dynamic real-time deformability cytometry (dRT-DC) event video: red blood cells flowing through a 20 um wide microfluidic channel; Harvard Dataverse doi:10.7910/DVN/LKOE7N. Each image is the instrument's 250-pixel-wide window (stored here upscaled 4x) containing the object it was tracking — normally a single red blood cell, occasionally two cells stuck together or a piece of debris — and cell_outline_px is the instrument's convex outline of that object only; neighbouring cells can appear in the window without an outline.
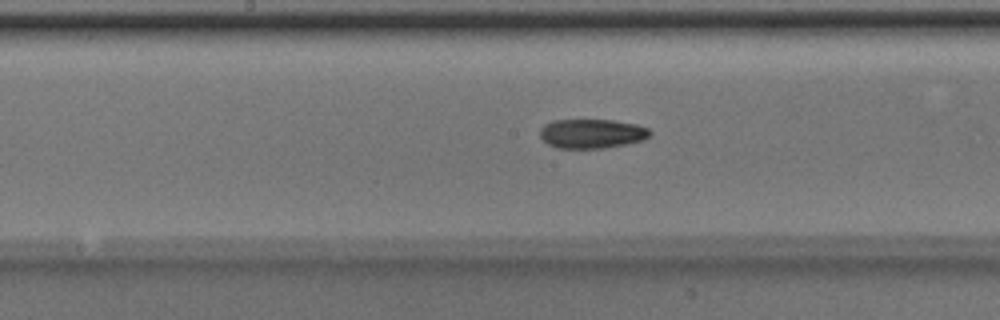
{"species": "Egyptian fruit bat (a non-hibernating species)", "species_latin": "Rousettus aegyptiacus", "temperature_condition": "room temperature", "stored_images_in_passage": 37, "camera_frame_rate_fps": 3000, "um_per_image_px": 0.085, "animal": {"sex": "male"}, "frame": {"image": 1, "passage_image": 13, "time_ms": 4.0, "image_size_px": [1000, 320], "cell_outline_px": [[652, 132], [644, 140], [604, 148], [556, 148], [548, 144], [540, 136], [540, 128], [544, 124], [552, 120], [612, 120], [636, 124], [648, 128]], "centroid_in_image_um": [50.29, 11.35], "position_along_channel_um": 197.9, "area_um2": 18.79}}
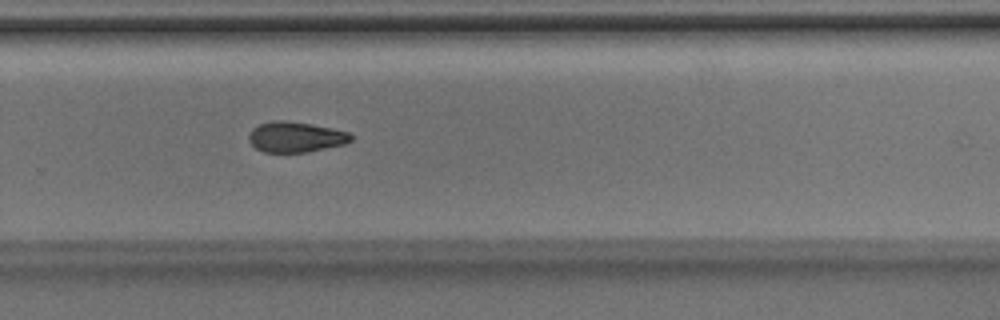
{"frame": {"image": 2, "passage_image": 21, "time_ms": 6.667, "image_size_px": [1000, 320], "cell_outline_px": [[352, 140], [344, 144], [308, 152], [264, 152], [256, 148], [248, 140], [248, 136], [252, 128], [260, 124], [272, 120], [280, 120], [312, 124], [332, 128], [348, 132], [352, 136]], "centroid_in_image_um": [25.11, 11.64], "position_along_channel_um": 304.7, "area_um2": 18.09}}
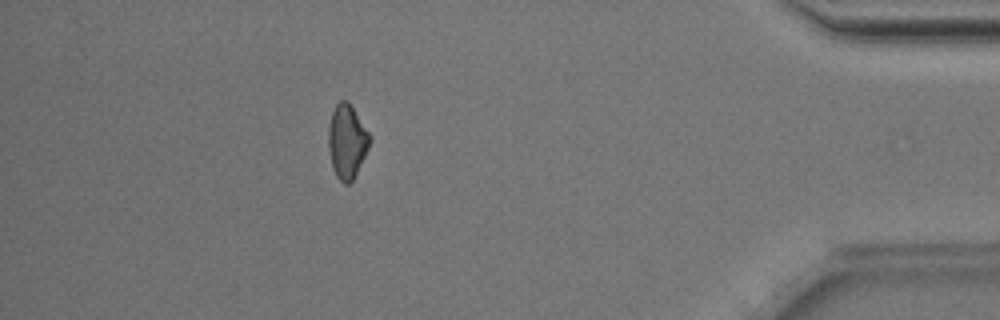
{"frame": {"image": 3, "passage_image": 32, "time_ms": 10.333, "image_size_px": [1000, 320], "cell_outline_px": [[372, 140], [352, 180], [348, 184], [344, 184], [336, 176], [332, 164], [328, 148], [328, 128], [332, 112], [336, 104], [340, 100], [348, 100], [372, 136]], "centroid_in_image_um": [29.5, 11.98], "position_along_channel_um": 405.7, "area_um2": 17.74}, "authors_computed_cell_mechanics": {"area_um2": 18.7272, "velocity_mm_per_s": 4.0257, "shape_relaxation_time_tau1_ms": 7.7553, "shape_relaxation_time_tau2_ms": 4.7553, "deformation_change_tau1": 0.1514, "deformation_change_tau2": 0.1141}}